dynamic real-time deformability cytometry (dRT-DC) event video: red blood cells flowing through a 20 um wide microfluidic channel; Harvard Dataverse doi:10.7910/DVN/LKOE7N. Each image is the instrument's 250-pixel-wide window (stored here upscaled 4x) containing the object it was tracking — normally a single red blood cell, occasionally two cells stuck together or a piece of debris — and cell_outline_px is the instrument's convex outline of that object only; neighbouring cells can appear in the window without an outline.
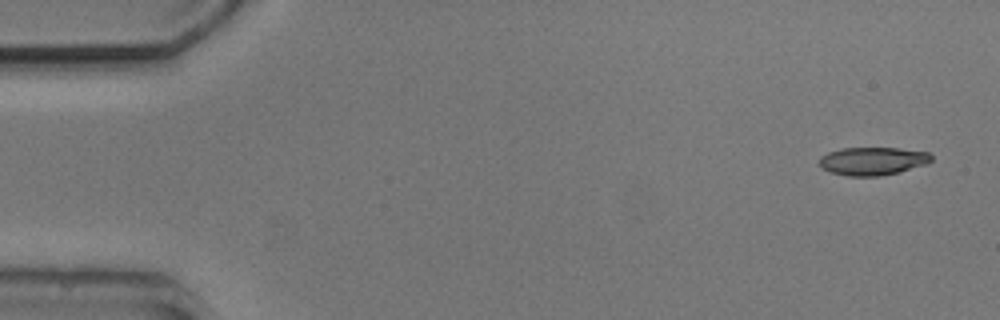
{"species": "common noctule bat (a hibernating species)", "species_latin": "Nyctalus noctula", "temperature_condition": "cold", "stored_images_in_passage": 5, "camera_frame_rate_fps": 3000, "um_per_image_px": 0.085, "animal": {"sex": "male", "body_mass_g": 20.5, "forearm_length_mm": 52.5}, "frame": {"image": 1, "passage_image": 1, "time_ms": 0.0, "image_size_px": [1000, 320], "cell_outline_px": [[932, 160], [928, 164], [900, 172], [880, 176], [848, 176], [832, 172], [816, 164], [820, 156], [828, 152], [840, 148], [896, 148], [928, 152], [932, 156]], "centroid_in_image_um": [74.17, 13.69], "position_along_channel_um": 10.8, "area_um2": 18.5}}
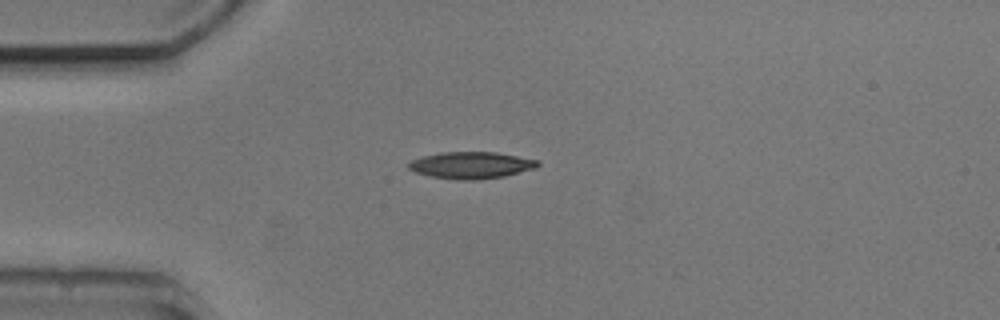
{"frame": {"image": 2, "passage_image": 4, "time_ms": 3.667, "image_size_px": [1000, 320], "cell_outline_px": [[540, 164], [536, 168], [504, 176], [476, 180], [456, 180], [432, 176], [416, 172], [408, 168], [408, 164], [412, 160], [424, 156], [440, 152], [496, 152], [540, 160]], "centroid_in_image_um": [40.09, 14.04], "position_along_channel_um": 44.9, "area_um2": 20.11}}